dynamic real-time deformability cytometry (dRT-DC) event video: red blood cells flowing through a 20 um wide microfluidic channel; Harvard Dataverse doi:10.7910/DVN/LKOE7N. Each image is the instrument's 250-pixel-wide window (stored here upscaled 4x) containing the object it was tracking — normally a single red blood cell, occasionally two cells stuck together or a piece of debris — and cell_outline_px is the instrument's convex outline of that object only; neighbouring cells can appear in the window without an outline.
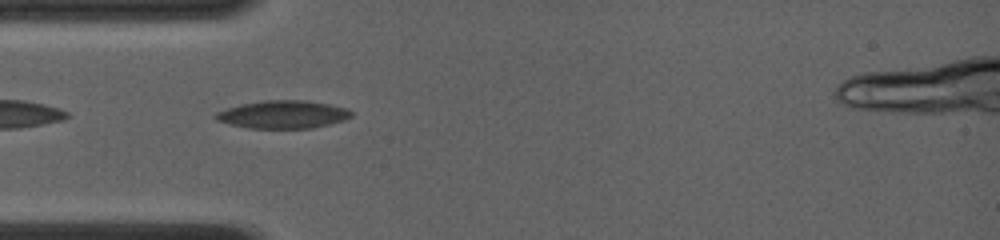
{"species": "common noctule bat (a hibernating species)", "species_latin": "Nyctalus noctula", "temperature_condition": "room temperature", "stored_images_in_passage": 47, "camera_frame_rate_fps": 4000, "um_per_image_px": 0.085, "animal": {"sex": "female", "body_mass_g": 19.0, "forearm_length_mm": 56.7}, "frame": {"image": 1, "passage_image": 1, "time_ms": 0.0, "image_size_px": [1000, 240], "cell_outline_px": [[352, 116], [344, 120], [312, 128], [248, 128], [228, 124], [216, 120], [212, 116], [216, 112], [240, 104], [264, 100], [304, 100], [328, 104], [344, 108], [352, 112]], "centroid_in_image_um": [24.0, 9.73], "position_along_channel_um": 61.0, "area_um2": 21.96}}
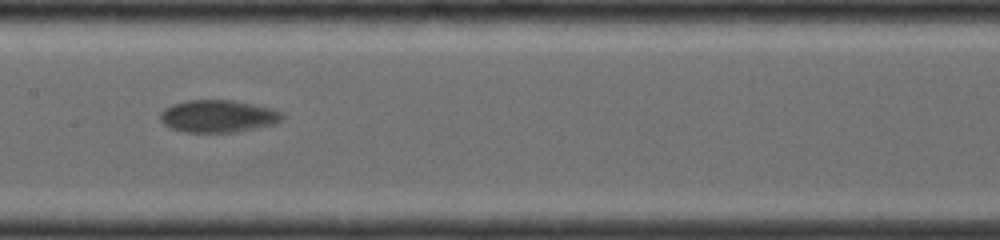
{"frame": {"image": 2, "passage_image": 14, "time_ms": 3.25, "image_size_px": [1000, 240], "cell_outline_px": [[284, 116], [276, 124], [236, 132], [184, 132], [172, 128], [164, 124], [160, 120], [160, 112], [164, 108], [172, 104], [188, 100], [236, 100], [272, 108], [284, 112]], "centroid_in_image_um": [18.56, 9.87], "position_along_channel_um": 188.8, "area_um2": 23.24}}
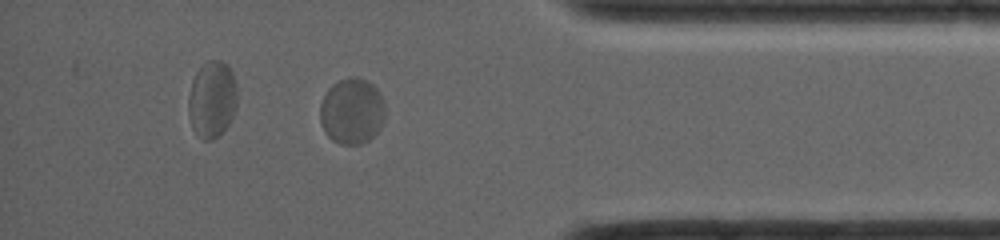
{"frame": {"image": 3, "passage_image": 37, "time_ms": 9.0, "image_size_px": [1000, 240], "cell_outline_px": [[384, 120], [380, 128], [368, 140], [360, 144], [340, 144], [332, 140], [324, 132], [320, 124], [320, 104], [328, 88], [332, 84], [348, 76], [356, 76], [372, 84], [380, 92], [384, 100]], "centroid_in_image_um": [29.9, 9.44], "position_along_channel_um": 405.3, "area_um2": 25.2}}